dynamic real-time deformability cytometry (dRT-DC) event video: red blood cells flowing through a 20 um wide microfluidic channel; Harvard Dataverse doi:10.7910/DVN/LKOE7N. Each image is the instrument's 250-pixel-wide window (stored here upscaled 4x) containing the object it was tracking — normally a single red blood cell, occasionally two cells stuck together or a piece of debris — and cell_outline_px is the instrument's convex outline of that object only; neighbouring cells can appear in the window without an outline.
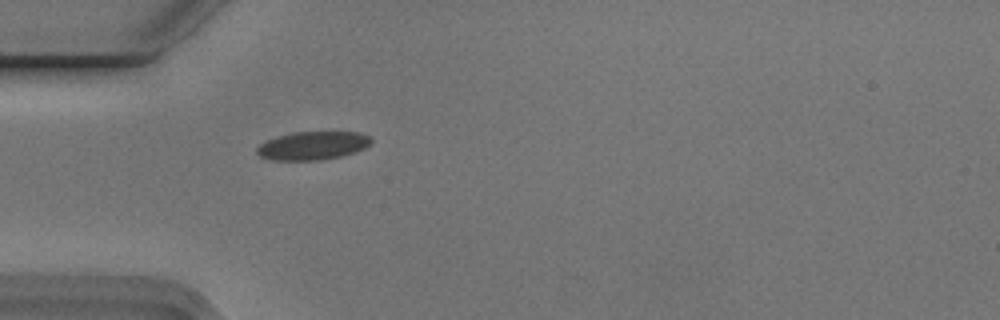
{"species": "Egyptian fruit bat (a non-hibernating species)", "species_latin": "Rousettus aegyptiacus", "temperature_condition": "cold", "stored_images_in_passage": 2, "camera_frame_rate_fps": 3000, "um_per_image_px": 0.085, "animal": {"sex": "male"}, "frame": {"image": 1, "passage_image": 2, "time_ms": 0.333, "image_size_px": [1000, 320], "cell_outline_px": [[372, 140], [364, 148], [356, 152], [340, 156], [320, 160], [272, 160], [260, 156], [256, 152], [256, 148], [260, 144], [268, 140], [280, 136], [296, 132], [356, 132], [368, 136]], "centroid_in_image_um": [26.57, 12.39], "position_along_channel_um": 58.4, "area_um2": 18.55}}